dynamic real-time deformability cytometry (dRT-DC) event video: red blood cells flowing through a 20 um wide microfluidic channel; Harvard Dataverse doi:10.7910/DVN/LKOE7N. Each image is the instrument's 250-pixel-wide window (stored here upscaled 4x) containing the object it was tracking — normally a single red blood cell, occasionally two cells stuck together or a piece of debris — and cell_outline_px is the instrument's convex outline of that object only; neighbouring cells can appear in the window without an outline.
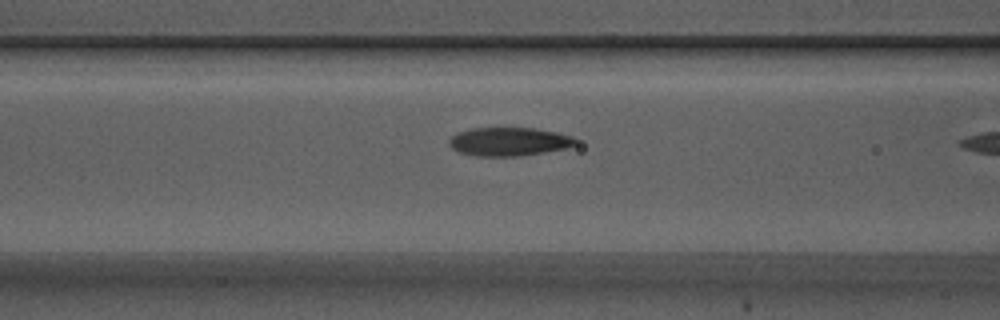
{"species": "Egyptian fruit bat (a non-hibernating species)", "species_latin": "Rousettus aegyptiacus", "temperature_condition": "warm", "stored_images_in_passage": 10, "camera_frame_rate_fps": 3000, "um_per_image_px": 0.085, "animal": {"sex": "male"}, "frame": {"image": 1, "passage_image": 9, "time_ms": 2.667, "image_size_px": [1000, 320], "cell_outline_px": [[576, 144], [564, 148], [544, 152], [520, 156], [476, 156], [460, 152], [452, 148], [448, 144], [448, 140], [452, 136], [460, 132], [472, 128], [536, 128], [556, 132], [572, 136], [576, 140]], "centroid_in_image_um": [43.24, 12.04], "position_along_channel_um": 123.4, "area_um2": 20.87}}